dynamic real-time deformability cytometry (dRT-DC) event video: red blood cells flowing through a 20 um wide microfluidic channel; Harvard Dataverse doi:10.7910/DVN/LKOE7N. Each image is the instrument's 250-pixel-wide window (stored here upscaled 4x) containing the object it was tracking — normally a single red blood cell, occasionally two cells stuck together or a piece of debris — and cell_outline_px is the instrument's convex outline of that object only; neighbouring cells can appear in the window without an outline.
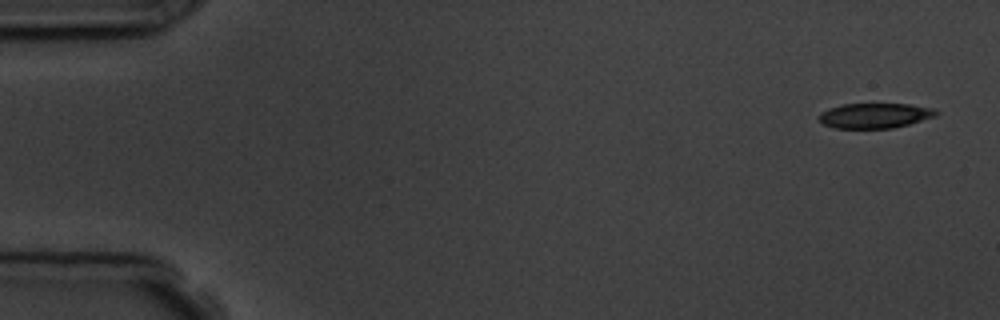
{"species": "common noctule bat (a hibernating species)", "species_latin": "Nyctalus noctula", "temperature_condition": "room temperature", "stored_images_in_passage": 4, "camera_frame_rate_fps": 3000, "um_per_image_px": 0.085, "animal": {"sex": "male", "body_mass_g": 19.5, "forearm_length_mm": 54.6}, "frame": {"image": 1, "passage_image": 1, "time_ms": 0.0, "image_size_px": [1000, 320], "cell_outline_px": [[940, 112], [936, 116], [908, 124], [892, 128], [832, 128], [824, 124], [820, 120], [820, 112], [828, 108], [844, 104], [908, 104], [932, 108]], "centroid_in_image_um": [74.36, 9.82], "position_along_channel_um": 10.6, "area_um2": 16.99}}
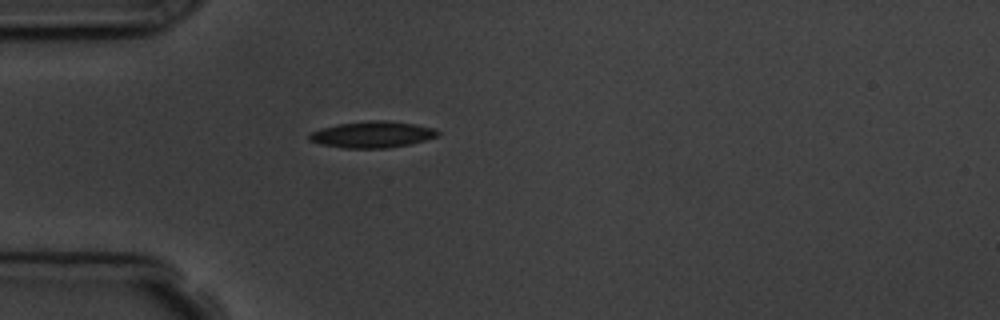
{"frame": {"image": 2, "passage_image": 4, "time_ms": 4.333, "image_size_px": [1000, 320], "cell_outline_px": [[440, 132], [436, 136], [424, 140], [408, 144], [388, 148], [344, 148], [320, 144], [308, 140], [308, 136], [312, 132], [320, 128], [340, 124], [368, 120], [384, 120], [416, 124], [432, 128]], "centroid_in_image_um": [31.61, 11.43], "position_along_channel_um": 53.4, "area_um2": 19.59}}